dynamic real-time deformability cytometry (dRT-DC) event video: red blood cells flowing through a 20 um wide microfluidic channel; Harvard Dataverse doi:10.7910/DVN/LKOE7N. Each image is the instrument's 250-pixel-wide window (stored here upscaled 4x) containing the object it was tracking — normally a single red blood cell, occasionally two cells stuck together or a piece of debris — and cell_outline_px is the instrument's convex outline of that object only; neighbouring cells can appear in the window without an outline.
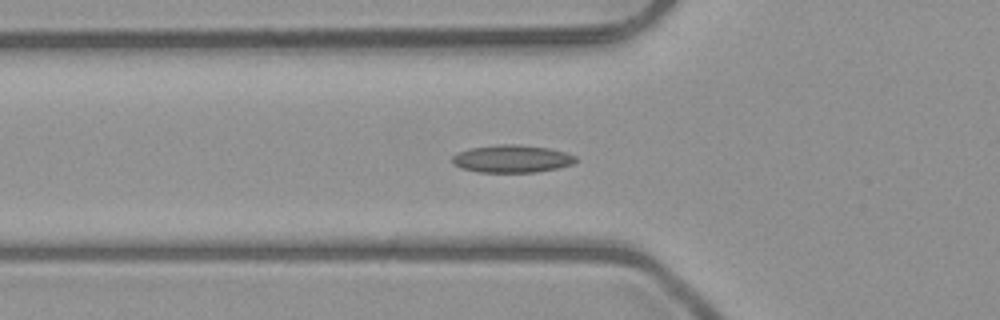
{"species": "common noctule bat (a hibernating species)", "species_latin": "Nyctalus noctula", "temperature_condition": "room temperature", "stored_images_in_passage": 52, "camera_frame_rate_fps": 3000, "um_per_image_px": 0.085, "animal": {"sex": "male", "body_mass_g": 23.1, "forearm_length_mm": 52.7}, "frame": {"image": 1, "passage_image": 18, "time_ms": 5.667, "image_size_px": [1000, 320], "cell_outline_px": [[576, 160], [572, 164], [560, 168], [536, 172], [476, 172], [452, 164], [452, 156], [456, 152], [472, 148], [500, 144], [516, 144], [548, 148], [564, 152], [576, 156]], "centroid_in_image_um": [43.5, 13.5], "position_along_channel_um": 82.3, "area_um2": 19.83}}
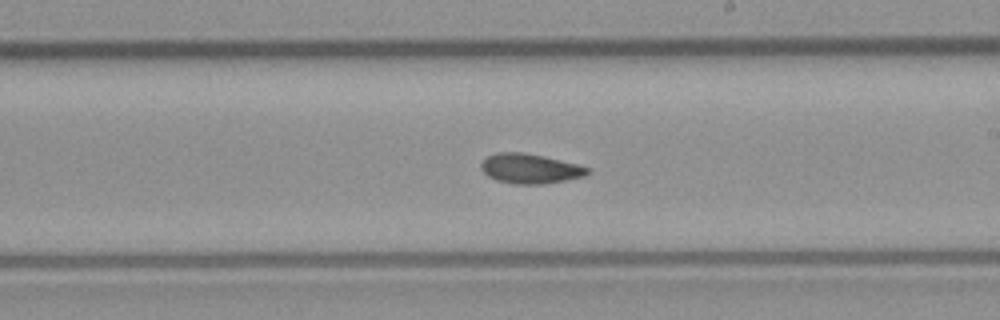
{"frame": {"image": 2, "passage_image": 30, "time_ms": 9.667, "image_size_px": [1000, 320], "cell_outline_px": [[592, 168], [584, 176], [544, 184], [512, 184], [496, 180], [488, 176], [480, 168], [480, 164], [488, 156], [500, 152], [524, 152], [544, 156]], "centroid_in_image_um": [45.04, 14.33], "position_along_channel_um": 244.0, "area_um2": 18.38}}
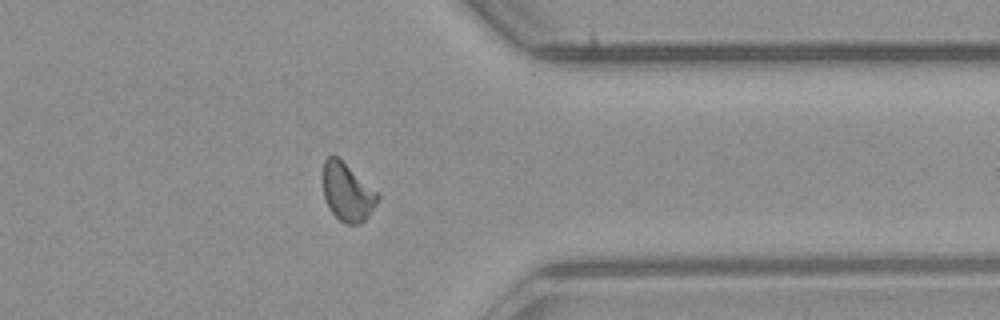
{"frame": {"image": 3, "passage_image": 41, "time_ms": 13.333, "image_size_px": [1000, 320], "cell_outline_px": [[380, 196], [368, 216], [360, 224], [344, 224], [332, 212], [324, 196], [324, 160], [328, 156], [336, 156], [380, 192]], "centroid_in_image_um": [29.56, 16.34], "position_along_channel_um": 381.8, "area_um2": 18.26}, "authors_computed_cell_mechanics": {"area_um2": 18.1492, "velocity_mm_per_s": 4.0058, "shape_relaxation_time_tau1_ms": 8.0736, "shape_relaxation_time_tau2_ms": 3.4796, "deformation_change_tau1": 0.1723, "deformation_change_tau2": 0.0864}}